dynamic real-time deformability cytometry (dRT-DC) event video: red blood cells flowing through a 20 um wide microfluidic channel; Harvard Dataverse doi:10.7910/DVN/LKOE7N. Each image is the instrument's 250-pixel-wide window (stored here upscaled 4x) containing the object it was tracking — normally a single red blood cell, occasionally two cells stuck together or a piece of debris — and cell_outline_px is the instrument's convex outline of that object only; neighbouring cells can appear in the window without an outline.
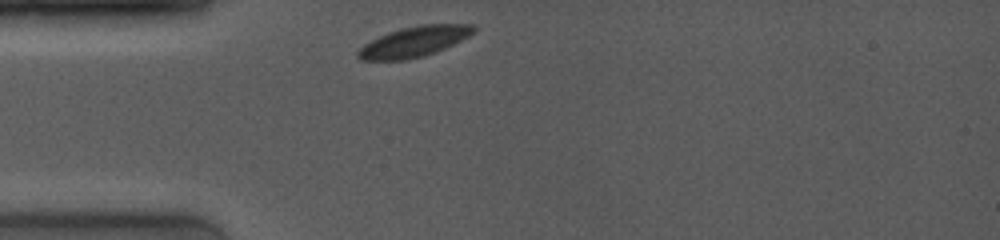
{"species": "common noctule bat (a hibernating species)", "species_latin": "Nyctalus noctula", "temperature_condition": "room temperature", "stored_images_in_passage": 20, "camera_frame_rate_fps": 4000, "um_per_image_px": 0.085, "animal": {"sex": "female", "body_mass_g": 19.0, "forearm_length_mm": 53.3}, "frame": {"image": 1, "passage_image": 1, "time_ms": 0.0, "image_size_px": [1000, 240], "cell_outline_px": [[476, 28], [468, 36], [436, 52], [424, 56], [404, 60], [360, 60], [356, 56], [356, 52], [364, 44], [388, 32], [420, 24], [476, 24]], "centroid_in_image_um": [35.18, 3.54], "position_along_channel_um": 49.8, "area_um2": 20.29}}
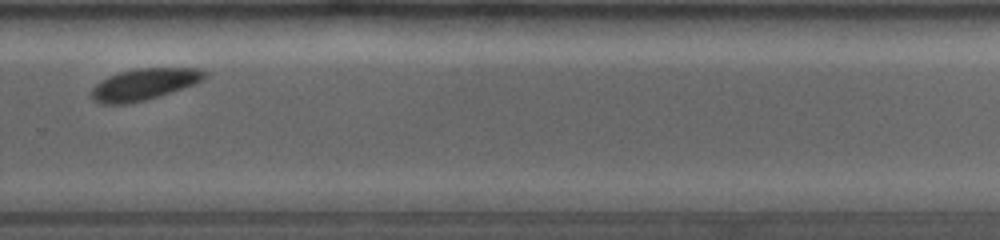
{"frame": {"image": 2, "passage_image": 16, "time_ms": 7.25, "image_size_px": [1000, 240], "cell_outline_px": [[208, 76], [204, 80], [144, 100], [124, 104], [100, 104], [92, 96], [92, 88], [96, 84], [108, 76], [120, 72], [136, 68], [196, 68], [208, 72]], "centroid_in_image_um": [12.25, 7.14], "position_along_channel_um": 317.5, "area_um2": 20.35}}
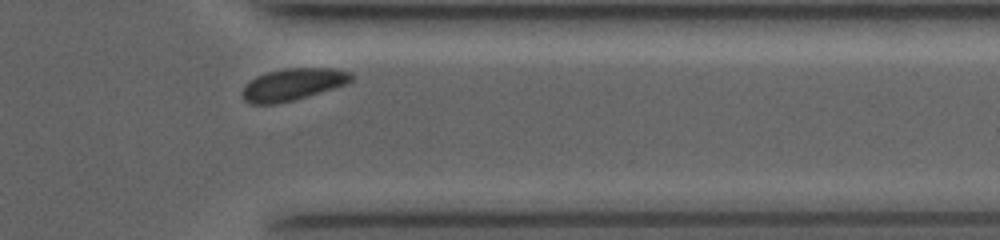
{"frame": {"image": 3, "passage_image": 19, "time_ms": 9.0, "image_size_px": [1000, 240], "cell_outline_px": [[356, 76], [348, 84], [292, 100], [276, 104], [248, 104], [244, 100], [244, 84], [256, 76], [268, 72], [284, 68], [332, 68], [352, 72]], "centroid_in_image_um": [24.93, 7.16], "position_along_channel_um": 386.5, "area_um2": 20.35}, "authors_computed_cell_mechanics": {"area_um2": 20.7791, "velocity_mm_per_s": 3.8619, "shape_relaxation_time_tau1_ms": 1.3273, "shape_relaxation_time_tau2_ms": null, "deformation_change_tau1": 0.066, "deformation_change_tau2": null}}